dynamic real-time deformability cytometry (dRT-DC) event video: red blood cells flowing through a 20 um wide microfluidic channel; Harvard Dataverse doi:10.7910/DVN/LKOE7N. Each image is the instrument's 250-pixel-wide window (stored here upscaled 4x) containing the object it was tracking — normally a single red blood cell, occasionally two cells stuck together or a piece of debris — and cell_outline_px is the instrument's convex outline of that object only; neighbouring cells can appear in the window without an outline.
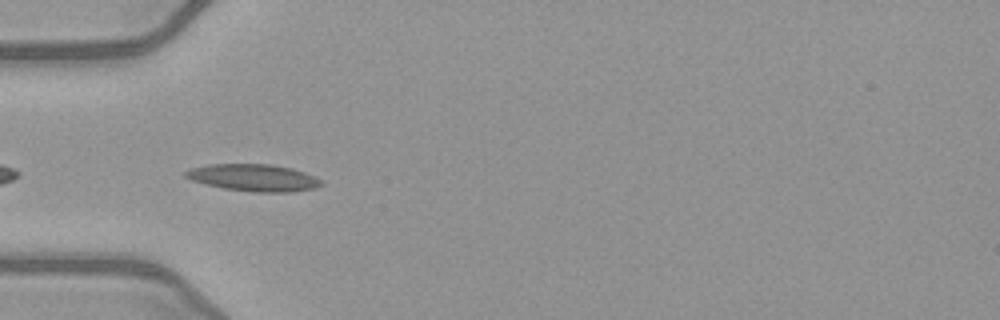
{"species": "common noctule bat (a hibernating species)", "species_latin": "Nyctalus noctula", "temperature_condition": "warm", "stored_images_in_passage": 35, "camera_frame_rate_fps": 3000, "um_per_image_px": 0.085, "animal": {"sex": "female", "body_mass_g": 21.9}, "frame": {"image": 1, "passage_image": 1, "time_ms": 0.0, "image_size_px": [1000, 320], "cell_outline_px": [[324, 184], [316, 188], [292, 192], [252, 192], [224, 188], [192, 180], [184, 176], [184, 172], [192, 168], [208, 164], [272, 164], [292, 168], [304, 172], [320, 180]], "centroid_in_image_um": [21.58, 15.1], "position_along_channel_um": 63.4, "area_um2": 21.27}}
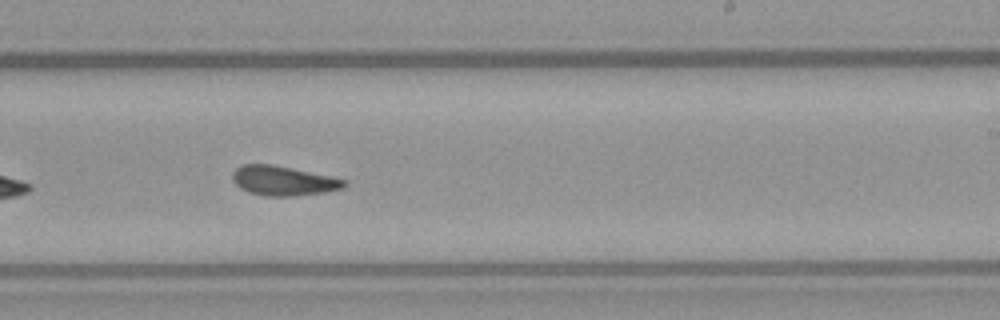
{"frame": {"image": 2, "passage_image": 16, "time_ms": 5.0, "image_size_px": [1000, 320], "cell_outline_px": [[348, 184], [344, 188], [324, 192], [292, 196], [264, 196], [248, 192], [240, 188], [232, 180], [232, 172], [236, 168], [244, 164], [272, 164], [332, 176], [348, 180]], "centroid_in_image_um": [24.09, 15.36], "position_along_channel_um": 264.9, "area_um2": 19.42}}
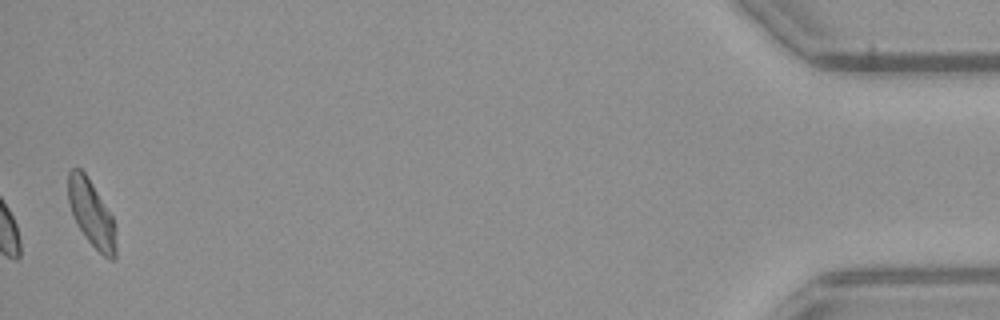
{"frame": {"image": 3, "passage_image": 35, "time_ms": 11.333, "image_size_px": [1000, 320], "cell_outline_px": [[116, 256], [112, 260], [108, 260], [88, 240], [76, 224], [68, 204], [68, 172], [72, 168], [80, 168], [84, 172], [92, 184], [112, 216], [116, 244]], "centroid_in_image_um": [7.75, 18.15], "position_along_channel_um": 427.5, "area_um2": 18.21}, "authors_computed_cell_mechanics": {"area_um2": 19.2474, "velocity_mm_per_s": 4.0428, "shape_relaxation_time_tau1_ms": 8.3197, "shape_relaxation_time_tau2_ms": 3.1293, "deformation_change_tau1": 0.1986, "deformation_change_tau2": 0.0904}}